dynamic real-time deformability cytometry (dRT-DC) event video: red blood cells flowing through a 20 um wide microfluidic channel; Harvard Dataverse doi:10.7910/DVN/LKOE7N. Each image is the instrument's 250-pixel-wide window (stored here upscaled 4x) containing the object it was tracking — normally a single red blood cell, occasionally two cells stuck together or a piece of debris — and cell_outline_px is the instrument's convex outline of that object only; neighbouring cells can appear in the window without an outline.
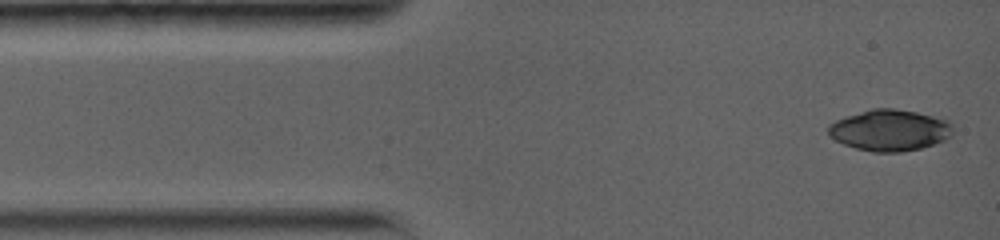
{"species": "common noctule bat (a hibernating species)", "species_latin": "Nyctalus noctula", "temperature_condition": "warm", "stored_images_in_passage": 8, "camera_frame_rate_fps": 5000, "um_per_image_px": 0.085, "animal": {"sex": "female", "body_mass_g": 19.0, "forearm_length_mm": 56.7}, "frame": {"image": 1, "passage_image": 1, "time_ms": 0.0, "image_size_px": [1000, 240], "cell_outline_px": [[952, 136], [944, 140], [920, 148], [900, 152], [876, 152], [856, 148], [844, 144], [836, 140], [828, 132], [828, 124], [836, 120], [872, 108], [896, 108], [916, 112], [948, 120], [952, 124]], "centroid_in_image_um": [75.64, 11.06], "position_along_channel_um": 9.4, "area_um2": 29.71}}